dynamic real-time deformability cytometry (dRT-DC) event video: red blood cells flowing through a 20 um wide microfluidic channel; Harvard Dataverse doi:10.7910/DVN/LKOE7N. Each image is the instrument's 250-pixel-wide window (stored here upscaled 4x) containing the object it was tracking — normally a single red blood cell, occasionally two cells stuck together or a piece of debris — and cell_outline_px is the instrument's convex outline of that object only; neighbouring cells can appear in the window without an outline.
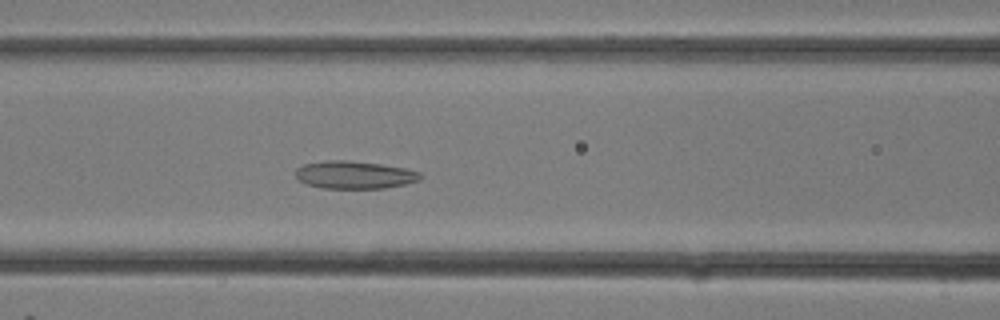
{"species": "common noctule bat (a hibernating species)", "species_latin": "Nyctalus noctula", "temperature_condition": "room temperature", "stored_images_in_passage": 27, "camera_frame_rate_fps": 3000, "um_per_image_px": 0.085, "animal": {"sex": "female"}, "frame": {"image": 1, "passage_image": 11, "time_ms": 3.333, "image_size_px": [1000, 320], "cell_outline_px": [[424, 176], [420, 180], [404, 184], [384, 188], [320, 188], [296, 180], [296, 168], [304, 164], [328, 160], [348, 160], [380, 164], [404, 168], [420, 172]], "centroid_in_image_um": [30.12, 14.86], "position_along_channel_um": 136.5, "area_um2": 20.17}}
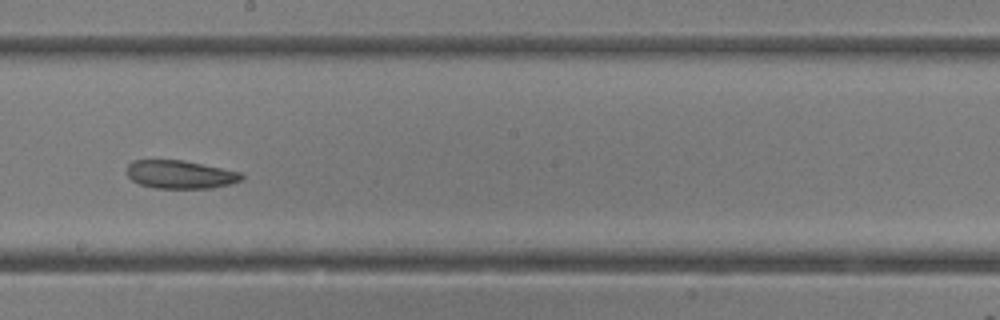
{"frame": {"image": 2, "passage_image": 15, "time_ms": 4.667, "image_size_px": [1000, 320], "cell_outline_px": [[244, 180], [232, 184], [212, 188], [156, 188], [140, 184], [132, 180], [128, 176], [128, 164], [132, 160], [184, 160], [240, 172], [244, 176]], "centroid_in_image_um": [15.36, 14.83], "position_along_channel_um": 232.8, "area_um2": 18.9}}
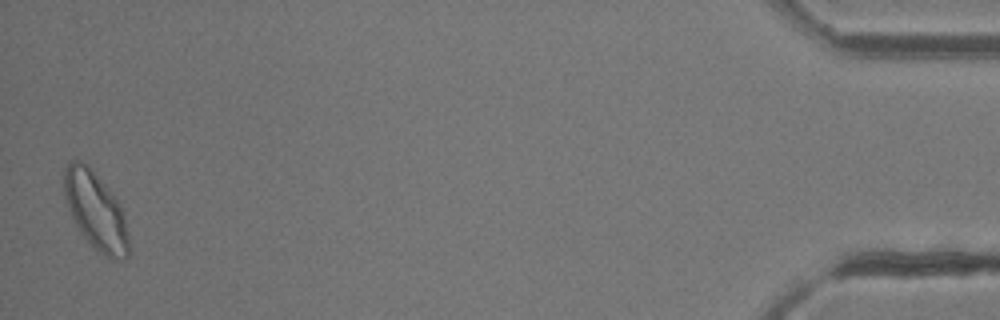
{"frame": {"image": 3, "passage_image": 27, "time_ms": 8.667, "image_size_px": [1000, 320], "cell_outline_px": [[128, 256], [124, 260], [112, 260], [100, 252], [80, 232], [72, 216], [64, 192], [64, 168], [68, 160], [80, 160], [92, 168], [120, 204], [124, 212], [128, 236]], "centroid_in_image_um": [8.14, 17.89], "position_along_channel_um": 427.1, "area_um2": 28.96}}